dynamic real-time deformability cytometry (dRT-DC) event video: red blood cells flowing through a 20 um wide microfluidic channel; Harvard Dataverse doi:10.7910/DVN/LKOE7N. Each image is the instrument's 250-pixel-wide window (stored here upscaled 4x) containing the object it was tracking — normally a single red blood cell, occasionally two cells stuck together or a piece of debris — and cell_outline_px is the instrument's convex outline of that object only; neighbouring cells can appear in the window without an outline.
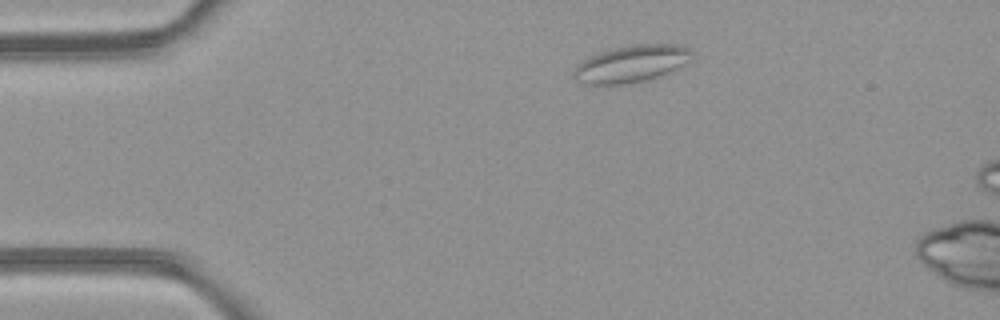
{"species": "common noctule bat (a hibernating species)", "species_latin": "Nyctalus noctula", "temperature_condition": "room temperature", "stored_images_in_passage": 41, "camera_frame_rate_fps": 3000, "um_per_image_px": 0.085, "animal": {"sex": "female", "body_mass_g": 21.9}, "frame": {"image": 1, "passage_image": 1, "time_ms": 0.0, "image_size_px": [1000, 320], "cell_outline_px": [[696, 56], [692, 60], [664, 76], [648, 80], [624, 84], [576, 84], [572, 76], [572, 68], [580, 60], [588, 56], [600, 52], [632, 44], [684, 44], [692, 48], [696, 52]], "centroid_in_image_um": [53.7, 5.42], "position_along_channel_um": 31.3, "area_um2": 26.65}}
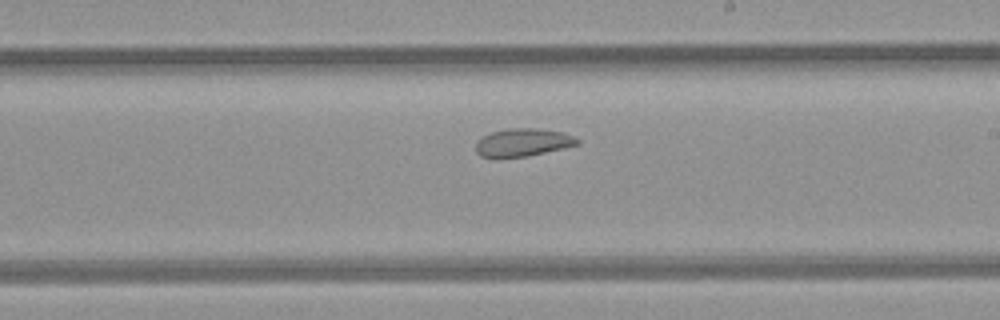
{"frame": {"image": 2, "passage_image": 20, "time_ms": 6.333, "image_size_px": [1000, 320], "cell_outline_px": [[580, 144], [564, 148], [524, 156], [496, 160], [480, 156], [476, 152], [476, 140], [492, 132], [512, 128], [532, 128], [564, 132], [580, 140]], "centroid_in_image_um": [44.39, 12.14], "position_along_channel_um": 244.6, "area_um2": 16.7}}
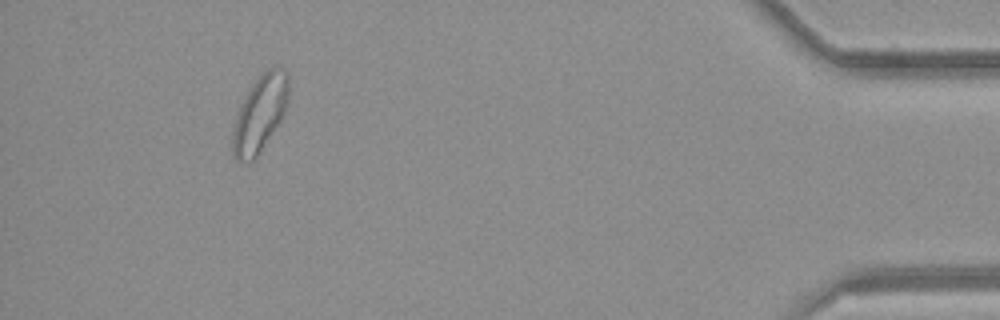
{"frame": {"image": 3, "passage_image": 37, "time_ms": 12.0, "image_size_px": [1000, 320], "cell_outline_px": [[288, 100], [284, 112], [280, 120], [256, 156], [248, 164], [236, 160], [232, 156], [232, 132], [236, 116], [248, 88], [268, 68], [284, 68], [288, 72]], "centroid_in_image_um": [22.07, 9.66], "position_along_channel_um": 413.1, "area_um2": 24.62}, "authors_computed_cell_mechanics": {"area_um2": 20.5768, "velocity_mm_per_s": 4.1997, "shape_relaxation_time_tau1_ms": null, "shape_relaxation_time_tau2_ms": 2.0115, "deformation_change_tau1": null, "deformation_change_tau2": 0.0795}}